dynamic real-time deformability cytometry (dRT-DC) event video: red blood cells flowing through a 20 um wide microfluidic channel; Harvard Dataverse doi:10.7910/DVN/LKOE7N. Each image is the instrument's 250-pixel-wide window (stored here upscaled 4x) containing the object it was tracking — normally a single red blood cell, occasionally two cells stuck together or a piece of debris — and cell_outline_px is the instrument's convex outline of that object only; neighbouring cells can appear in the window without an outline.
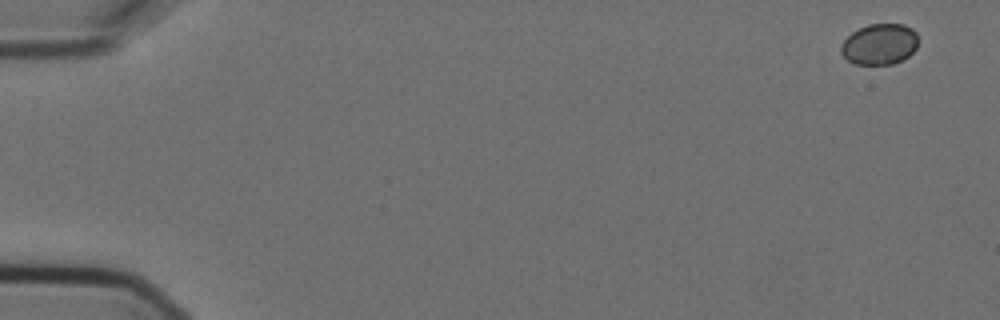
{"species": "Egyptian fruit bat (a non-hibernating species)", "species_latin": "Rousettus aegyptiacus", "temperature_condition": "cold", "stored_images_in_passage": 9, "camera_frame_rate_fps": 3000, "um_per_image_px": 0.085, "animal": {"sex": "female"}, "frame": {"image": 1, "passage_image": 1, "time_ms": 0.0, "image_size_px": [1000, 320], "cell_outline_px": [[916, 48], [908, 56], [892, 64], [856, 64], [848, 60], [840, 52], [840, 48], [844, 40], [852, 32], [868, 24], [904, 24], [912, 28], [916, 32]], "centroid_in_image_um": [74.75, 3.75], "position_along_channel_um": 10.3, "area_um2": 18.21}}
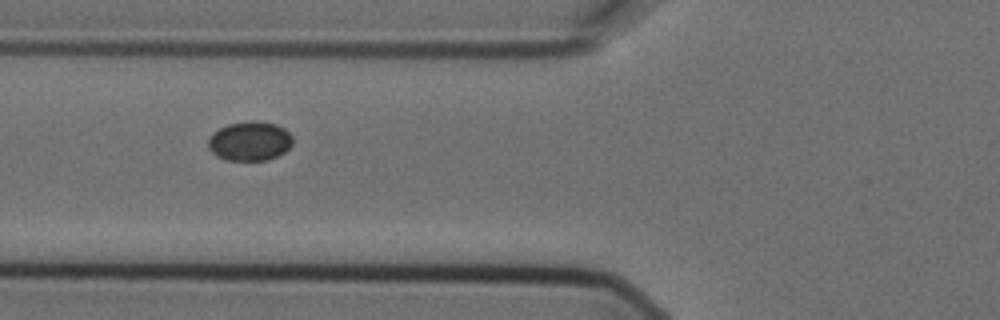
{"frame": {"image": 2, "passage_image": 6, "time_ms": 1.667, "image_size_px": [1000, 320], "cell_outline_px": [[292, 144], [284, 152], [268, 160], [224, 160], [216, 156], [208, 148], [208, 140], [212, 132], [228, 124], [252, 120], [256, 120], [276, 124], [284, 128], [292, 136]], "centroid_in_image_um": [21.21, 11.99], "position_along_channel_um": 104.6, "area_um2": 19.48}}
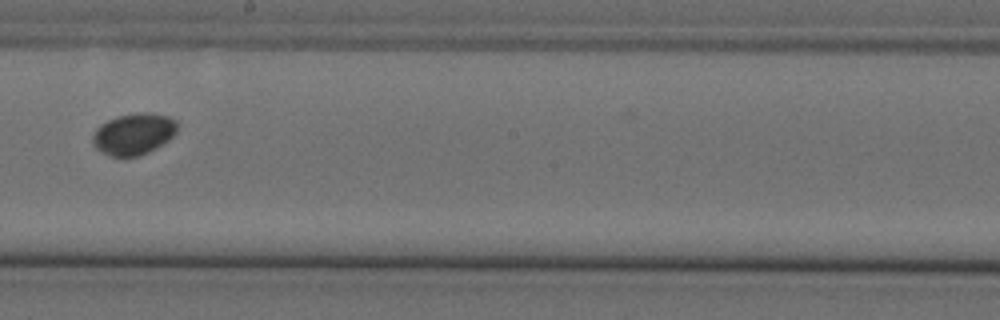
{"frame": {"image": 3, "passage_image": 9, "time_ms": 2.667, "image_size_px": [1000, 320], "cell_outline_px": [[176, 132], [168, 140], [156, 148], [140, 156], [112, 156], [100, 152], [92, 144], [92, 136], [96, 128], [100, 124], [116, 116], [140, 112], [144, 112], [168, 116], [176, 120]], "centroid_in_image_um": [11.33, 11.39], "position_along_channel_um": 236.9, "area_um2": 20.46}}